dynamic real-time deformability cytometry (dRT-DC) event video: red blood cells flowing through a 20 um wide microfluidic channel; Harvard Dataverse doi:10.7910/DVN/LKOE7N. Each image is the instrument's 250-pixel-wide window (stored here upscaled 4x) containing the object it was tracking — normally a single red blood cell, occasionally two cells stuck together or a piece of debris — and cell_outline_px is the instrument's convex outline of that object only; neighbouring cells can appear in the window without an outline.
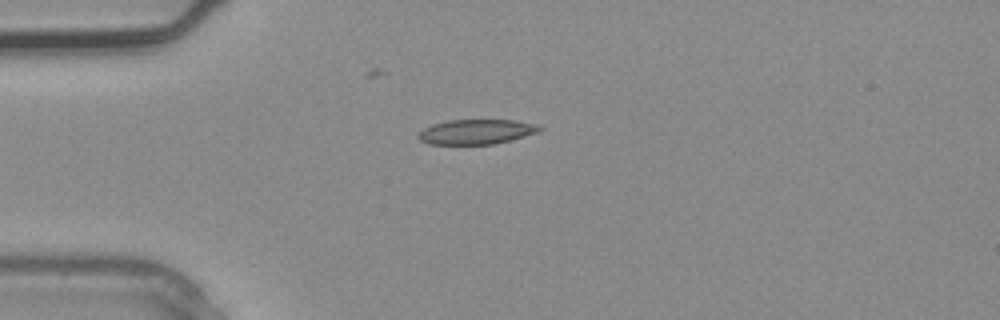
{"species": "common noctule bat (a hibernating species)", "species_latin": "Nyctalus noctula", "temperature_condition": "warm", "stored_images_in_passage": 1, "camera_frame_rate_fps": 3000, "um_per_image_px": 0.085, "animal": {"sex": "male", "body_mass_g": 20.4}, "frame": {"image": 1, "passage_image": 1, "time_ms": 0.0, "image_size_px": [1000, 320], "cell_outline_px": [[544, 128], [540, 132], [492, 144], [428, 144], [420, 140], [416, 136], [424, 128], [432, 124], [448, 120], [516, 120], [540, 124]], "centroid_in_image_um": [40.52, 11.19], "position_along_channel_um": 44.5, "area_um2": 17.63}}